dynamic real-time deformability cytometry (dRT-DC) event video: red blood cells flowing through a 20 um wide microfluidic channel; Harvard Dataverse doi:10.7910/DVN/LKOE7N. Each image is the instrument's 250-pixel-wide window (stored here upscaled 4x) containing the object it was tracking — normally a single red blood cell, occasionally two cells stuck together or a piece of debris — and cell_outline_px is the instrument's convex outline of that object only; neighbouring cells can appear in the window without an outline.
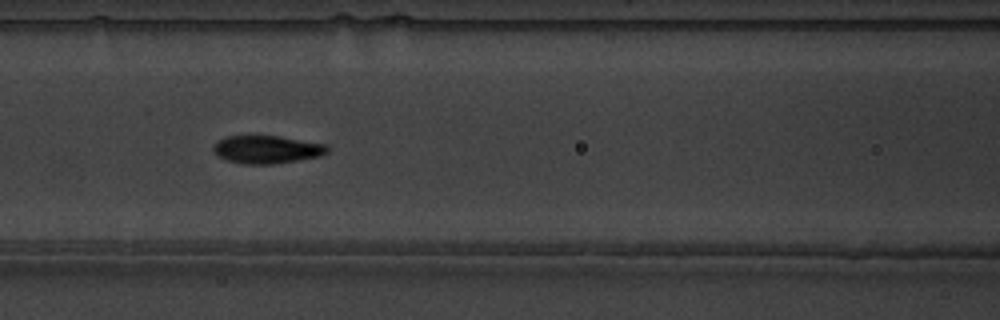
{"species": "common noctule bat (a hibernating species)", "species_latin": "Nyctalus noctula", "temperature_condition": "warm", "stored_images_in_passage": 7, "camera_frame_rate_fps": 3000, "um_per_image_px": 0.085, "animal": {"sex": "male", "body_mass_g": 19.5, "forearm_length_mm": 54.6}, "frame": {"image": 1, "passage_image": 5, "time_ms": 1.333, "image_size_px": [1000, 320], "cell_outline_px": [[328, 152], [320, 156], [272, 164], [244, 164], [228, 160], [220, 156], [212, 148], [216, 140], [224, 136], [280, 136], [328, 144]], "centroid_in_image_um": [22.69, 12.69], "position_along_channel_um": 143.9, "area_um2": 18.5}}
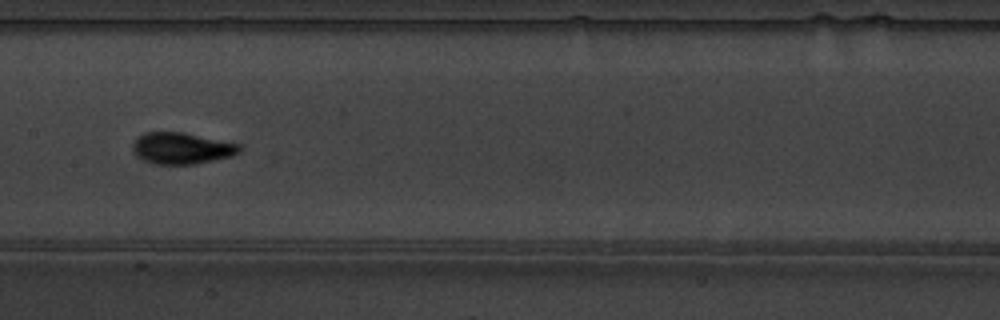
{"frame": {"image": 2, "passage_image": 6, "time_ms": 1.667, "image_size_px": [1000, 320], "cell_outline_px": [[244, 148], [240, 152], [232, 156], [196, 164], [156, 164], [144, 160], [136, 156], [132, 152], [132, 144], [136, 136], [144, 132], [184, 132], [240, 144]], "centroid_in_image_um": [15.43, 12.59], "position_along_channel_um": 192.0, "area_um2": 19.88}}
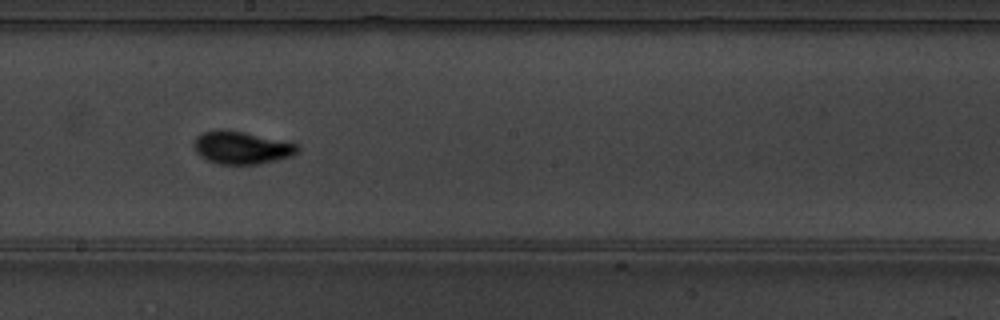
{"frame": {"image": 3, "passage_image": 7, "time_ms": 2.0, "image_size_px": [1000, 320], "cell_outline_px": [[300, 148], [292, 156], [260, 164], [216, 164], [200, 156], [196, 152], [192, 144], [196, 136], [200, 132], [216, 128], [220, 128], [244, 132], [296, 144]], "centroid_in_image_um": [20.45, 12.54], "position_along_channel_um": 227.8, "area_um2": 19.88}}